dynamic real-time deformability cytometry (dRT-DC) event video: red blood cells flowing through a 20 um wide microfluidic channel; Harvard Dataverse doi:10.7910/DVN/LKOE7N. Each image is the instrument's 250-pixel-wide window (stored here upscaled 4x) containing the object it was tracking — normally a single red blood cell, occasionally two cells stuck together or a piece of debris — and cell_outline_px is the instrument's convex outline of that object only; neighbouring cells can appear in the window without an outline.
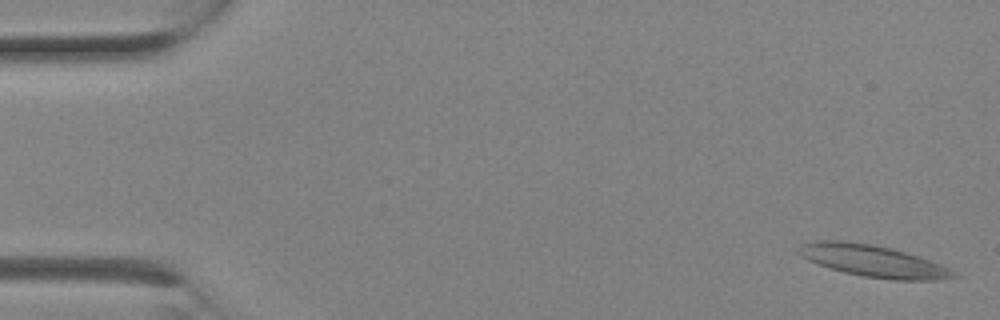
{"species": "Egyptian fruit bat (a non-hibernating species)", "species_latin": "Rousettus aegyptiacus", "temperature_condition": "room temperature", "stored_images_in_passage": 2, "camera_frame_rate_fps": 3000, "um_per_image_px": 0.085, "animal": {"sex": "female"}, "frame": {"image": 1, "passage_image": 1, "time_ms": 0.0, "image_size_px": [1000, 320], "cell_outline_px": [[960, 276], [936, 280], [892, 280], [864, 276], [844, 272], [828, 268], [808, 260], [800, 256], [796, 252], [796, 248], [800, 244], [816, 240], [848, 240], [872, 244], [892, 248], [940, 264], [956, 272]], "centroid_in_image_um": [74.14, 22.17], "position_along_channel_um": 10.9, "area_um2": 28.9}}
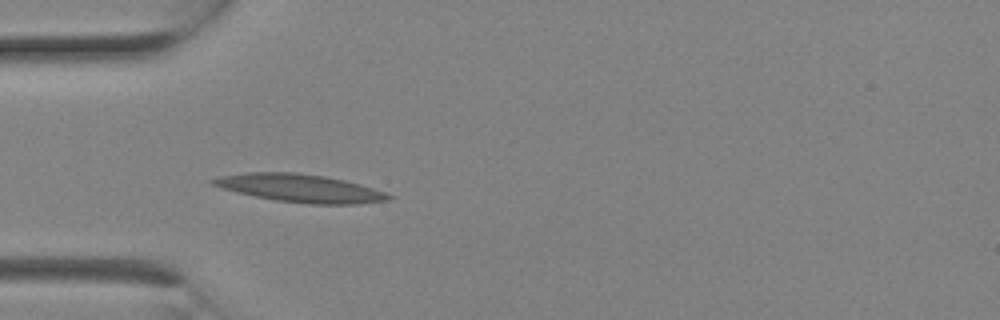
{"frame": {"image": 2, "passage_image": 2, "time_ms": 0.333, "image_size_px": [1000, 320], "cell_outline_px": [[396, 196], [388, 200], [356, 204], [312, 204], [276, 200], [236, 192], [212, 184], [208, 180], [220, 176], [248, 172], [296, 172], [324, 176], [344, 180], [360, 184]], "centroid_in_image_um": [25.52, 15.99], "position_along_channel_um": 59.5, "area_um2": 28.38}}